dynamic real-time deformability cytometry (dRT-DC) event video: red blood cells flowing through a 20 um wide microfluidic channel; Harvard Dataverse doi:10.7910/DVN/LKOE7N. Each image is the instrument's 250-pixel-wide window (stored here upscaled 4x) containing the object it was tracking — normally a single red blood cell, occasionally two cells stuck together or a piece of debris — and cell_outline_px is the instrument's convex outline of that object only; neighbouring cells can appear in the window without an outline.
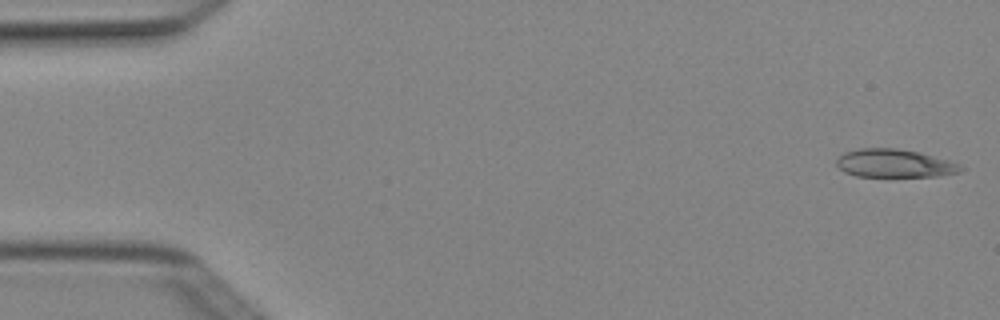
{"species": "Egyptian fruit bat (a non-hibernating species)", "species_latin": "Rousettus aegyptiacus", "temperature_condition": "cold", "stored_images_in_passage": 5, "camera_frame_rate_fps": 3000, "um_per_image_px": 0.085, "animal": {"sex": "female"}, "frame": {"image": 1, "passage_image": 1, "time_ms": 0.0, "image_size_px": [1000, 320], "cell_outline_px": [[964, 168], [960, 172], [936, 176], [856, 176], [844, 172], [836, 164], [836, 160], [844, 152], [860, 148], [896, 148], [920, 152], [948, 160], [960, 164]], "centroid_in_image_um": [76.03, 13.88], "position_along_channel_um": 9.0, "area_um2": 20.35}}